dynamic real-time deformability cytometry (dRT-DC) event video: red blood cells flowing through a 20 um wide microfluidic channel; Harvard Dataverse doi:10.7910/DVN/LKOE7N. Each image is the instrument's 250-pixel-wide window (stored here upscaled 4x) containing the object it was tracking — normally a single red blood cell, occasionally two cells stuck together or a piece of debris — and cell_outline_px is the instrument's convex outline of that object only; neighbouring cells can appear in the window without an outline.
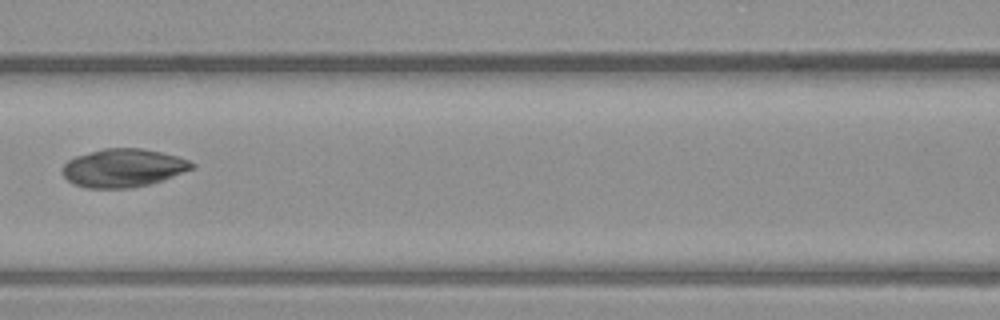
{"species": "common noctule bat (a hibernating species)", "species_latin": "Nyctalus noctula", "temperature_condition": "warm", "stored_images_in_passage": 5, "camera_frame_rate_fps": 3000, "um_per_image_px": 0.085, "animal": {"sex": "male", "body_mass_g": 23.1, "forearm_length_mm": 52.7}, "frame": {"image": 1, "passage_image": 4, "time_ms": 1.0, "image_size_px": [1000, 320], "cell_outline_px": [[196, 168], [164, 180], [148, 184], [128, 188], [84, 188], [72, 184], [64, 176], [64, 164], [68, 160], [76, 156], [104, 148], [140, 148], [160, 152], [176, 156], [188, 160], [196, 164]], "centroid_in_image_um": [10.5, 14.28], "position_along_channel_um": 156.1, "area_um2": 28.84}}
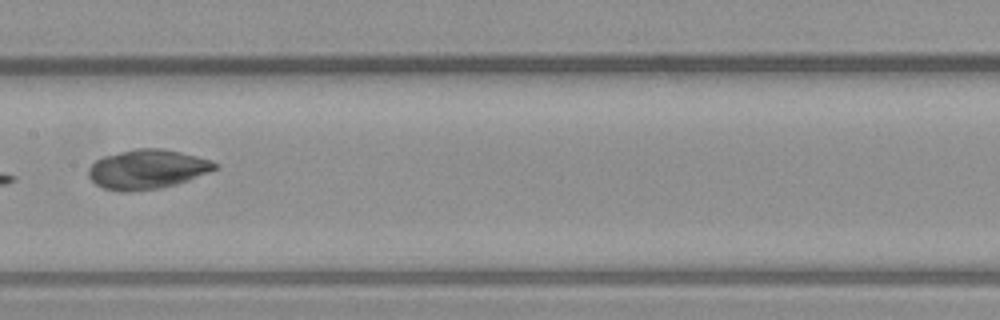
{"frame": {"image": 2, "passage_image": 5, "time_ms": 1.333, "image_size_px": [1000, 320], "cell_outline_px": [[220, 168], [188, 180], [176, 184], [160, 188], [128, 192], [120, 192], [104, 188], [96, 184], [88, 176], [88, 168], [96, 160], [104, 156], [136, 148], [164, 148], [212, 160], [220, 164]], "centroid_in_image_um": [12.54, 14.39], "position_along_channel_um": 194.9, "area_um2": 29.19}}